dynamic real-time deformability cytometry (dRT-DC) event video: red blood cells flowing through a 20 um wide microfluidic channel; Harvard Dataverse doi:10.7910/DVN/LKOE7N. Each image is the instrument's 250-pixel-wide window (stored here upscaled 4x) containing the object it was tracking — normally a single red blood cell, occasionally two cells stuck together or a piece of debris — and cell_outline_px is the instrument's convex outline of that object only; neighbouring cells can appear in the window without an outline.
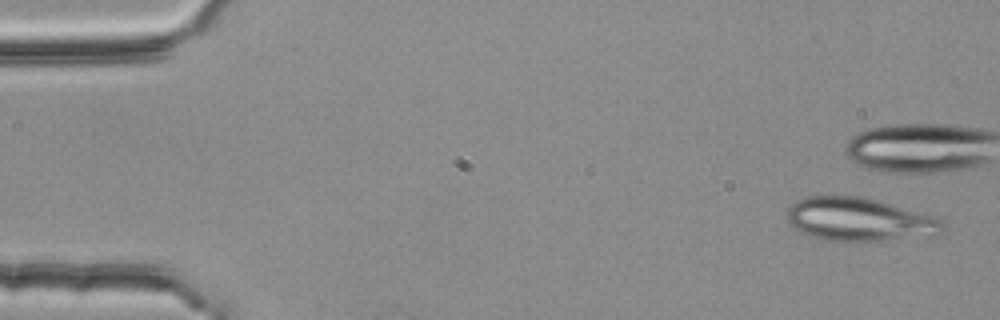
{"species": "common noctule bat (a hibernating species)", "species_latin": "Nyctalus noctula", "temperature_condition": "room temperature", "stored_images_in_passage": 8, "camera_frame_rate_fps": 3000, "um_per_image_px": 0.085, "animal": {"sex": "female", "body_mass_g": 25.1}, "frame": {"image": 1, "passage_image": 1, "time_ms": 0.0, "image_size_px": [1000, 320], "cell_outline_px": [[948, 228], [944, 232], [936, 236], [860, 244], [856, 244], [828, 240], [812, 236], [800, 232], [788, 224], [788, 208], [796, 200], [808, 196], [860, 196], [876, 200], [936, 216]], "centroid_in_image_um": [73.12, 18.71], "position_along_channel_um": 11.9, "area_um2": 40.63}}